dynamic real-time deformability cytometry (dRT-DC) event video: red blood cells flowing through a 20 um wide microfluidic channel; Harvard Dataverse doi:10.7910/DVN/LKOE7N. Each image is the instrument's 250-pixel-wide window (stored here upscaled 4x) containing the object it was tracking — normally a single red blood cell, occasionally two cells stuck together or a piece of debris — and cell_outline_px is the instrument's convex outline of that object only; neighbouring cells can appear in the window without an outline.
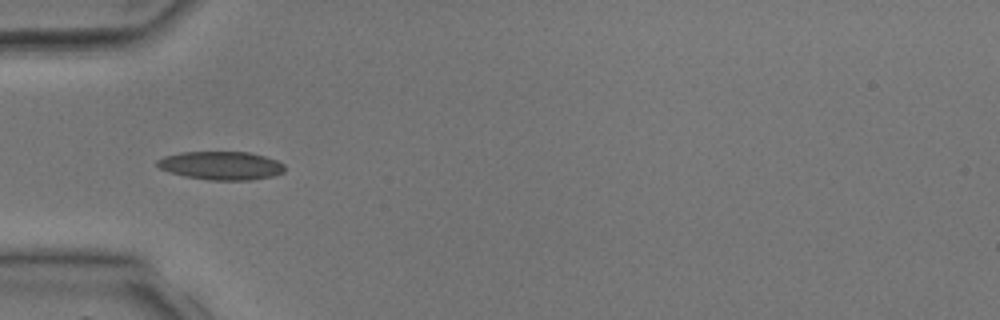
{"species": "common noctule bat (a hibernating species)", "species_latin": "Nyctalus noctula", "temperature_condition": "room temperature", "stored_images_in_passage": 4, "camera_frame_rate_fps": 3000, "um_per_image_px": 0.085, "animal": {"sex": "male", "body_mass_g": 17.9, "forearm_length_mm": 54.2}, "frame": {"image": 1, "passage_image": 3, "time_ms": 2.333, "image_size_px": [1000, 320], "cell_outline_px": [[284, 172], [272, 176], [252, 180], [208, 180], [184, 176], [160, 168], [156, 164], [156, 160], [164, 156], [180, 152], [248, 152], [264, 156], [276, 160], [284, 164]], "centroid_in_image_um": [18.79, 14.07], "position_along_channel_um": 66.2, "area_um2": 21.04}}